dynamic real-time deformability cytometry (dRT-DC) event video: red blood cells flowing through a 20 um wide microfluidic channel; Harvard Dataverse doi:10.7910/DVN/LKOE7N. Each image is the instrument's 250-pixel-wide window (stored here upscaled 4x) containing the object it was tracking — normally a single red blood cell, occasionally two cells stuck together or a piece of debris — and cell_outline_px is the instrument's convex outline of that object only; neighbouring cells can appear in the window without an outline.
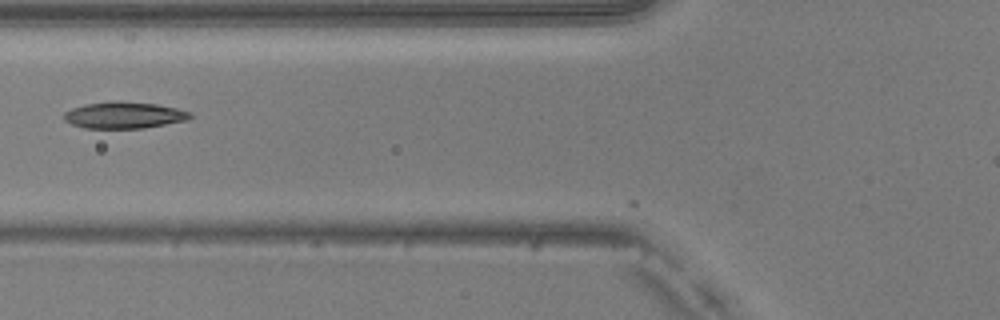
{"species": "common noctule bat (a hibernating species)", "species_latin": "Nyctalus noctula", "temperature_condition": "warm", "stored_images_in_passage": 29, "camera_frame_rate_fps": 3000, "um_per_image_px": 0.085, "animal": {"sex": "male", "body_mass_g": 20.5, "forearm_length_mm": 52.5}, "frame": {"image": 1, "passage_image": 2, "time_ms": 0.333, "image_size_px": [1000, 320], "cell_outline_px": [[192, 116], [188, 120], [144, 128], [84, 128], [72, 124], [64, 120], [64, 112], [72, 108], [84, 104], [156, 104], [176, 108], [192, 112]], "centroid_in_image_um": [10.57, 9.84], "position_along_channel_um": 115.2, "area_um2": 18.61}}
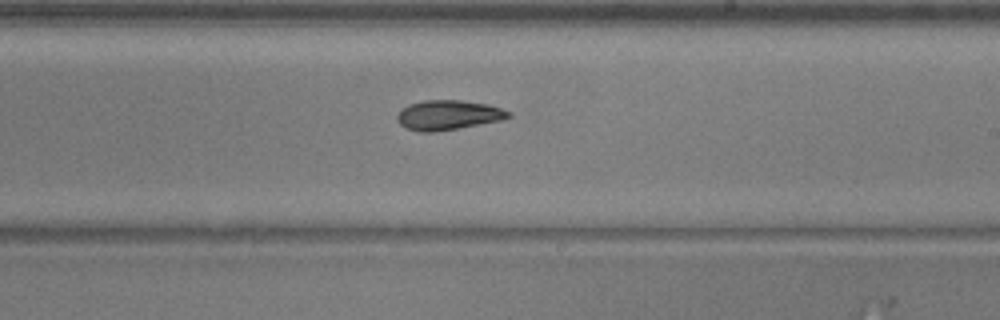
{"frame": {"image": 2, "passage_image": 12, "time_ms": 3.667, "image_size_px": [1000, 320], "cell_outline_px": [[512, 116], [504, 120], [460, 128], [436, 132], [420, 132], [404, 128], [396, 120], [396, 116], [400, 108], [408, 104], [424, 100], [460, 100], [488, 104], [512, 112]], "centroid_in_image_um": [38.08, 9.78], "position_along_channel_um": 250.9, "area_um2": 19.71}}
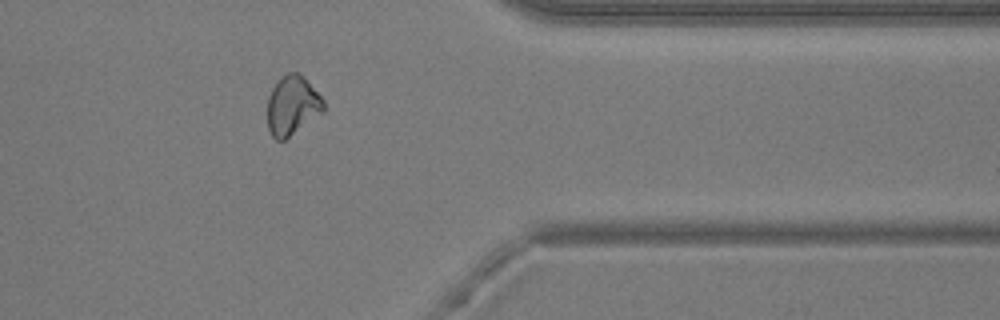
{"frame": {"image": 3, "passage_image": 23, "time_ms": 7.333, "image_size_px": [1000, 320], "cell_outline_px": [[324, 112], [284, 140], [276, 140], [272, 136], [268, 128], [268, 96], [276, 80], [288, 72], [296, 72], [304, 76], [324, 100]], "centroid_in_image_um": [24.85, 8.95], "position_along_channel_um": 386.6, "area_um2": 19.48}}